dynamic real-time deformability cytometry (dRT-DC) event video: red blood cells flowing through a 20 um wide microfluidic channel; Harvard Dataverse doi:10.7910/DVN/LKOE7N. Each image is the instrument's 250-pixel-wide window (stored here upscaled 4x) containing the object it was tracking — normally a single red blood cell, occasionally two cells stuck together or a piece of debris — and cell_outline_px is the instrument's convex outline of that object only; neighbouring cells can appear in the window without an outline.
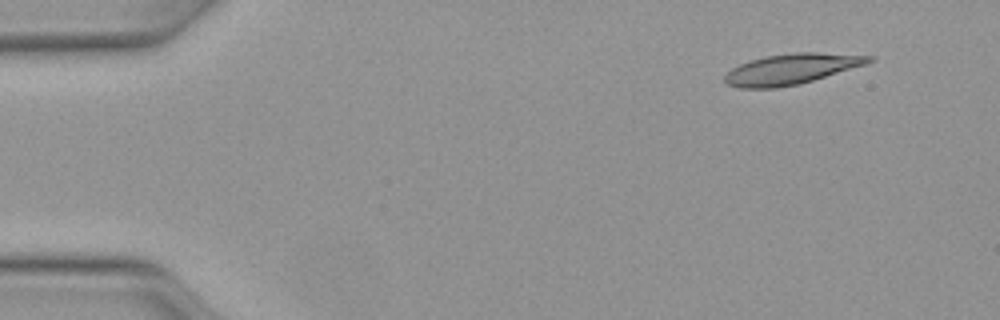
{"species": "Egyptian fruit bat (a non-hibernating species)", "species_latin": "Rousettus aegyptiacus", "temperature_condition": "warm", "stored_images_in_passage": 12, "camera_frame_rate_fps": 3000, "um_per_image_px": 0.085, "animal": {"sex": "female"}, "frame": {"image": 1, "passage_image": 1, "time_ms": 0.0, "image_size_px": [1000, 320], "cell_outline_px": [[876, 60], [868, 64], [812, 80], [796, 84], [776, 88], [740, 88], [728, 84], [724, 80], [724, 76], [732, 68], [740, 64], [752, 60], [768, 56], [796, 52], [816, 52], [876, 56]], "centroid_in_image_um": [67.33, 5.86], "position_along_channel_um": 17.7, "area_um2": 25.43}}
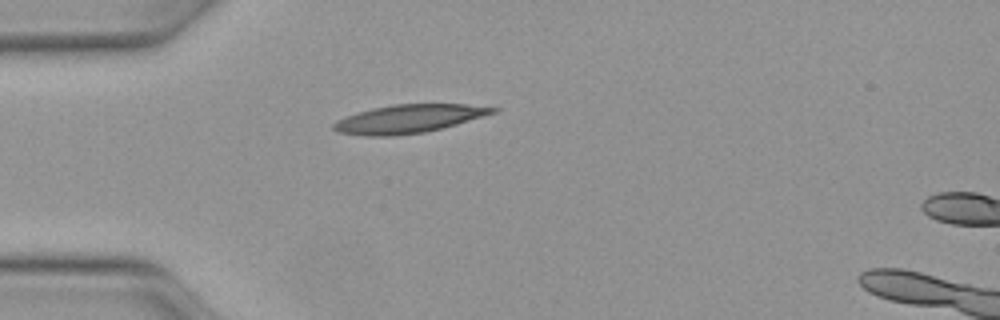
{"frame": {"image": 2, "passage_image": 10, "time_ms": 3.0, "image_size_px": [1000, 320], "cell_outline_px": [[500, 108], [496, 112], [444, 128], [424, 132], [392, 136], [368, 136], [336, 132], [332, 128], [332, 124], [336, 120], [372, 108], [392, 104], [464, 104]], "centroid_in_image_um": [34.73, 10.1], "position_along_channel_um": 50.3, "area_um2": 26.18}}